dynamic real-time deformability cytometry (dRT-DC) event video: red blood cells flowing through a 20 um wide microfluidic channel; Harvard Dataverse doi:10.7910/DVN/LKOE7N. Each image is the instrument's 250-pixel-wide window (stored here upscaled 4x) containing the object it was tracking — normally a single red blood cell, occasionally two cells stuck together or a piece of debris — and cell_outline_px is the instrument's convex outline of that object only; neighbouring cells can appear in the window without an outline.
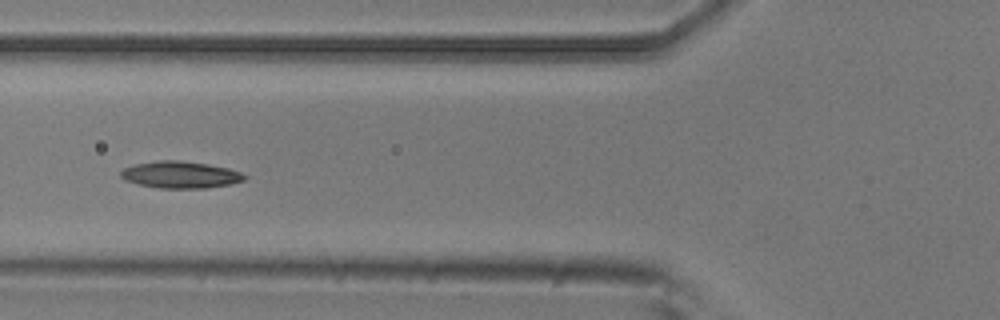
{"species": "common noctule bat (a hibernating species)", "species_latin": "Nyctalus noctula", "temperature_condition": "room temperature", "stored_images_in_passage": 6, "camera_frame_rate_fps": 3000, "um_per_image_px": 0.085, "animal": {"sex": "male", "body_mass_g": 20.5, "forearm_length_mm": 52.5}, "frame": {"image": 1, "passage_image": 6, "time_ms": 1.667, "image_size_px": [1000, 320], "cell_outline_px": [[248, 176], [244, 180], [228, 184], [208, 188], [160, 188], [136, 184], [124, 180], [120, 176], [120, 172], [124, 168], [136, 164], [156, 160], [180, 160], [208, 164], [228, 168], [240, 172]], "centroid_in_image_um": [15.31, 14.85], "position_along_channel_um": 110.5, "area_um2": 19.42}}